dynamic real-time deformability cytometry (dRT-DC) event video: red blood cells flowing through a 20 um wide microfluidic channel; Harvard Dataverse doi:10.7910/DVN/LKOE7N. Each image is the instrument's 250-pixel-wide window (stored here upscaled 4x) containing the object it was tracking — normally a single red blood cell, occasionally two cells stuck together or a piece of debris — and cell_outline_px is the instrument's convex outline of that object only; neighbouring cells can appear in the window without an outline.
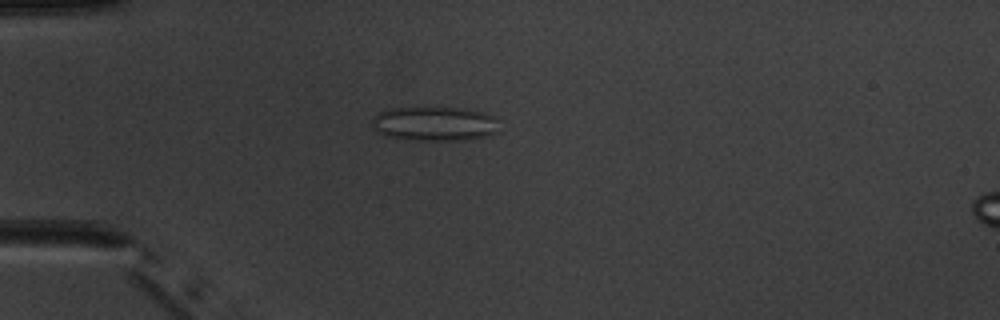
{"species": "common noctule bat (a hibernating species)", "species_latin": "Nyctalus noctula", "temperature_condition": "warm", "stored_images_in_passage": 6, "camera_frame_rate_fps": 3000, "um_per_image_px": 0.085, "animal": {"sex": "male", "body_mass_g": 20.1, "forearm_length_mm": 53.5}, "frame": {"image": 1, "passage_image": 5, "time_ms": 4.667, "image_size_px": [1000, 320], "cell_outline_px": [[500, 132], [488, 136], [464, 140], [416, 140], [388, 136], [380, 132], [372, 124], [372, 116], [384, 108], [468, 108], [484, 112], [496, 116]], "centroid_in_image_um": [37.01, 10.5], "position_along_channel_um": 48.0, "area_um2": 25.72}}